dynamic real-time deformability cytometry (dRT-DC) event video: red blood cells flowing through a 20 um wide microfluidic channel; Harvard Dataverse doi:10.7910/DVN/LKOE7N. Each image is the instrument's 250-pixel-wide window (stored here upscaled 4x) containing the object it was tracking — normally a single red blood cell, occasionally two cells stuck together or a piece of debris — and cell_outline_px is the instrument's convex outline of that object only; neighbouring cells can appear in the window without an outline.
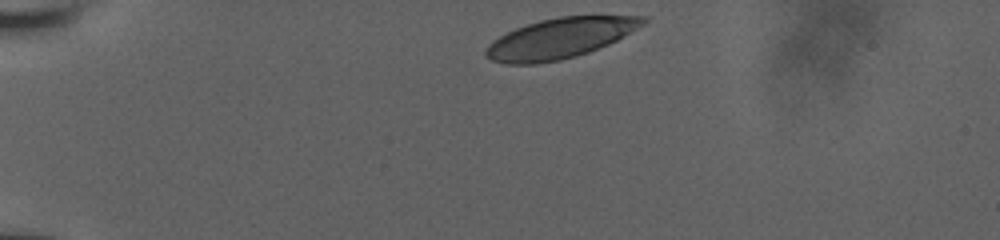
{"species": "human", "species_latin": "Homo sapiens", "temperature_condition": "room temperature", "stored_images_in_passage": 26, "camera_frame_rate_fps": 3000, "um_per_image_px": 0.085, "donor": {"sex": "male"}, "frame": {"image": 1, "passage_image": 1, "time_ms": 0.0, "image_size_px": [1000, 240], "cell_outline_px": [[648, 20], [644, 24], [616, 40], [608, 44], [588, 52], [576, 56], [560, 60], [536, 64], [504, 64], [492, 60], [484, 56], [484, 52], [488, 44], [492, 40], [516, 28], [540, 20], [560, 16], [648, 16]], "centroid_in_image_um": [47.56, 3.26], "position_along_channel_um": 37.4, "area_um2": 36.7}}
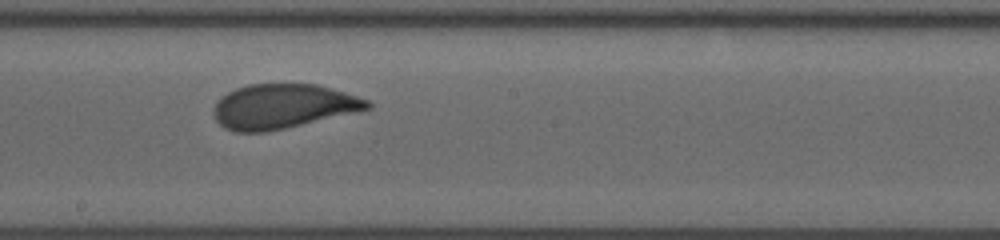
{"frame": {"image": 2, "passage_image": 15, "time_ms": 6.667, "image_size_px": [1000, 240], "cell_outline_px": [[372, 108], [284, 128], [264, 132], [236, 132], [224, 128], [216, 120], [212, 112], [216, 100], [220, 96], [236, 88], [248, 84], [316, 84], [344, 92], [368, 100], [372, 104]], "centroid_in_image_um": [23.98, 9.03], "position_along_channel_um": 224.2, "area_um2": 39.65}}
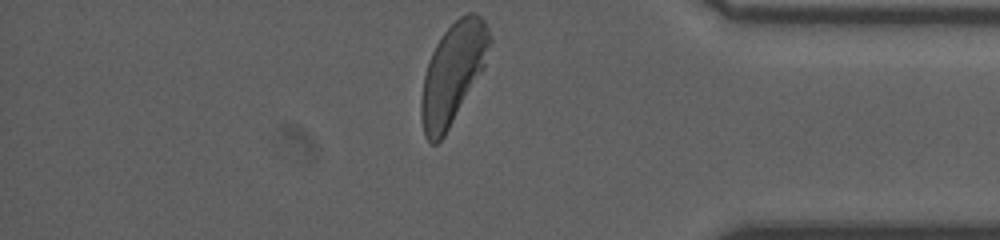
{"frame": {"image": 3, "passage_image": 26, "time_ms": 11.667, "image_size_px": [1000, 240], "cell_outline_px": [[492, 40], [484, 68], [444, 136], [436, 144], [432, 144], [424, 136], [420, 116], [420, 100], [424, 76], [428, 60], [436, 44], [444, 32], [460, 16], [468, 12], [472, 12], [480, 16], [484, 20], [492, 36]], "centroid_in_image_um": [38.49, 6.23], "position_along_channel_um": 396.7, "area_um2": 40.0}, "authors_computed_cell_mechanics": {"area_um2": 40.4022, "velocity_mm_per_s": 3.8266, "shape_relaxation_time_tau1_ms": 2.9612, "shape_relaxation_time_tau2_ms": null, "deformation_change_tau1": 0.1487, "deformation_change_tau2": null}}